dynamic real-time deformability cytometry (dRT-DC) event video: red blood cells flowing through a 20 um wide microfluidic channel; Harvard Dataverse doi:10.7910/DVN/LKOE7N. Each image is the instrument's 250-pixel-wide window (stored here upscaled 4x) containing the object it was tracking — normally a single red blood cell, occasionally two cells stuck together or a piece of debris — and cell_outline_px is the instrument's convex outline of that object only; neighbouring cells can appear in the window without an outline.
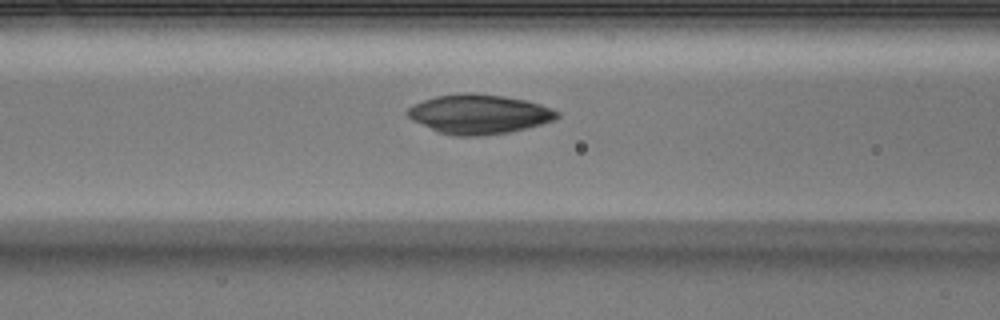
{"species": "Egyptian fruit bat (a non-hibernating species)", "species_latin": "Rousettus aegyptiacus", "temperature_condition": "warm", "stored_images_in_passage": 5, "camera_frame_rate_fps": 3000, "um_per_image_px": 0.085, "animal": {"sex": "male"}, "frame": {"image": 1, "passage_image": 5, "time_ms": 1.333, "image_size_px": [1000, 320], "cell_outline_px": [[560, 116], [556, 120], [512, 132], [480, 136], [452, 136], [436, 132], [412, 120], [404, 112], [408, 108], [424, 100], [436, 96], [504, 96], [524, 100], [540, 104], [552, 108], [560, 112]], "centroid_in_image_um": [40.75, 9.77], "position_along_channel_um": 125.8, "area_um2": 33.64}}